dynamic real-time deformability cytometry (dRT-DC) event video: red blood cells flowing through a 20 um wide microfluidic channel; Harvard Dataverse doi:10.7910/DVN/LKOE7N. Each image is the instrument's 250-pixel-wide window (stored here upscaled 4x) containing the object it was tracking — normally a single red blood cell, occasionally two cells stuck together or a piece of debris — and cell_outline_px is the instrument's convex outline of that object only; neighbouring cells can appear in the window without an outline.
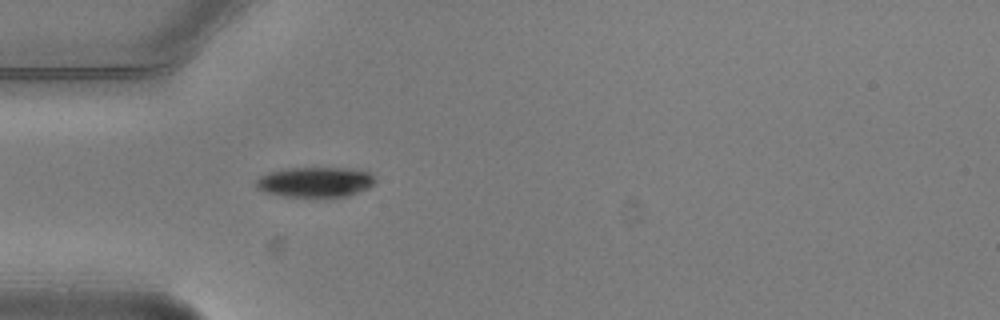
{"species": "common noctule bat (a hibernating species)", "species_latin": "Nyctalus noctula", "temperature_condition": "warm", "stored_images_in_passage": 4, "camera_frame_rate_fps": 3000, "um_per_image_px": 0.085, "animal": {"sex": "male", "body_mass_g": 20.5, "forearm_length_mm": 52.5}, "frame": {"image": 1, "passage_image": 4, "time_ms": 1.0, "image_size_px": [1000, 320], "cell_outline_px": [[376, 180], [368, 188], [348, 196], [316, 200], [284, 196], [264, 192], [256, 188], [256, 180], [260, 176], [268, 172], [288, 168], [352, 168], [372, 172]], "centroid_in_image_um": [26.81, 15.51], "position_along_channel_um": 58.2, "area_um2": 21.85}}